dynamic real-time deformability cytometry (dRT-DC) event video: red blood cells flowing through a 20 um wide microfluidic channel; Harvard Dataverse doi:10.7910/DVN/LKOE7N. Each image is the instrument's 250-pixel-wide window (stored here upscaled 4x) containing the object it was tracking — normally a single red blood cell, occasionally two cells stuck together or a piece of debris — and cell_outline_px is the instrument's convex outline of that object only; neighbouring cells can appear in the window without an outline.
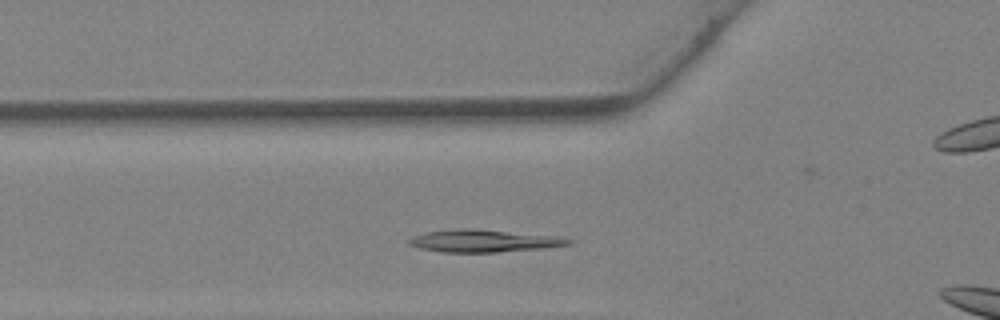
{"species": "Egyptian fruit bat (a non-hibernating species)", "species_latin": "Rousettus aegyptiacus", "temperature_condition": "warm", "stored_images_in_passage": 23, "camera_frame_rate_fps": 3000, "um_per_image_px": 0.085, "animal": {"sex": "female"}, "frame": {"image": 1, "passage_image": 6, "time_ms": 1.667, "image_size_px": [1000, 320], "cell_outline_px": [[572, 244], [544, 248], [496, 252], [440, 252], [420, 248], [408, 244], [408, 240], [416, 236], [428, 232], [460, 228], [468, 228], [556, 236], [572, 240]], "centroid_in_image_um": [41.12, 20.48], "position_along_channel_um": 84.7, "area_um2": 20.46}}
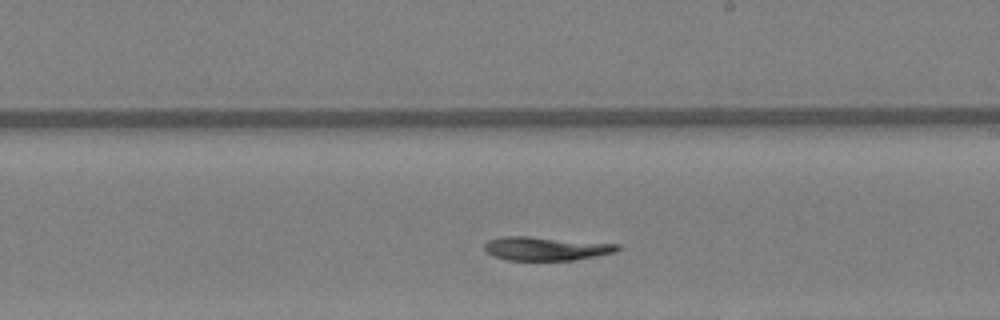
{"frame": {"image": 2, "passage_image": 15, "time_ms": 4.667, "image_size_px": [1000, 320], "cell_outline_px": [[620, 248], [616, 252], [596, 256], [572, 260], [508, 260], [496, 256], [488, 252], [484, 248], [484, 244], [488, 240], [500, 236], [528, 236], [620, 244]], "centroid_in_image_um": [46.42, 21.12], "position_along_channel_um": 242.6, "area_um2": 18.26}}
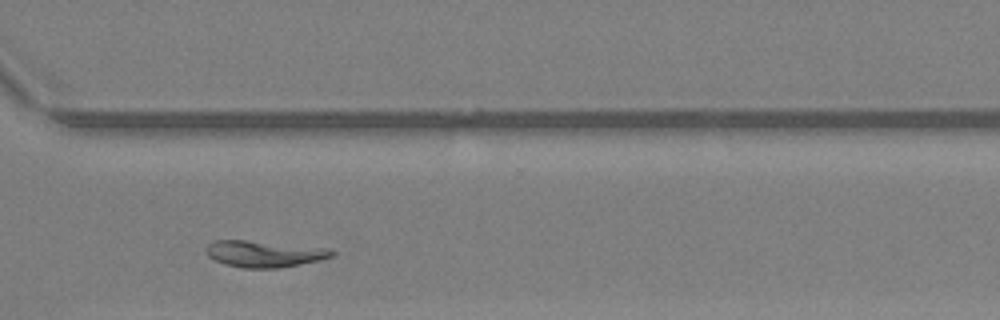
{"frame": {"image": 3, "passage_image": 21, "time_ms": 6.667, "image_size_px": [1000, 320], "cell_outline_px": [[336, 252], [332, 256], [320, 260], [300, 264], [276, 268], [244, 268], [224, 264], [208, 256], [204, 252], [204, 248], [212, 240], [244, 240], [332, 248]], "centroid_in_image_um": [22.44, 21.56], "position_along_channel_um": 348.2, "area_um2": 19.54}}